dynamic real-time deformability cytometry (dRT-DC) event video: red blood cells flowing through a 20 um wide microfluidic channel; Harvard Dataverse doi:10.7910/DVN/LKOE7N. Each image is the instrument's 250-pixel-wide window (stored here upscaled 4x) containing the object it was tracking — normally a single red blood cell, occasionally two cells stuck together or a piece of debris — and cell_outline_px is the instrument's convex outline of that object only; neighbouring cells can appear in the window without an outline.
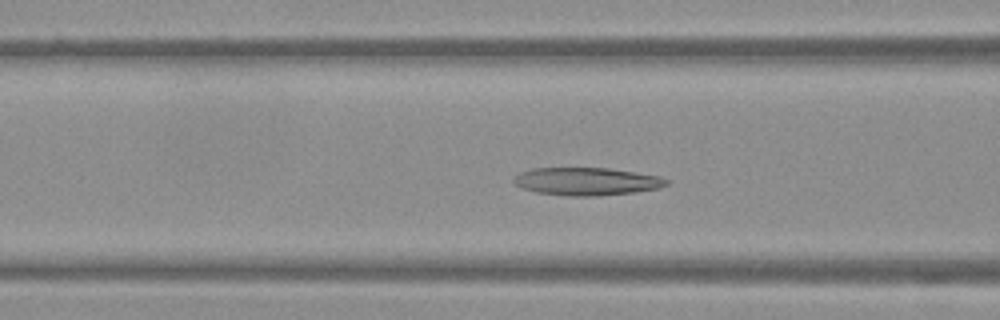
{"species": "Egyptian fruit bat (a non-hibernating species)", "species_latin": "Rousettus aegyptiacus", "temperature_condition": "warm", "stored_images_in_passage": 50, "camera_frame_rate_fps": 3000, "um_per_image_px": 0.085, "frame": {"image": 1, "passage_image": 19, "time_ms": 6.0, "image_size_px": [1000, 320], "cell_outline_px": [[672, 180], [668, 184], [660, 188], [632, 192], [596, 196], [568, 196], [536, 192], [512, 184], [512, 180], [520, 172], [532, 168], [608, 168], [660, 176]], "centroid_in_image_um": [49.87, 15.42], "position_along_channel_um": 116.7, "area_um2": 24.8}}
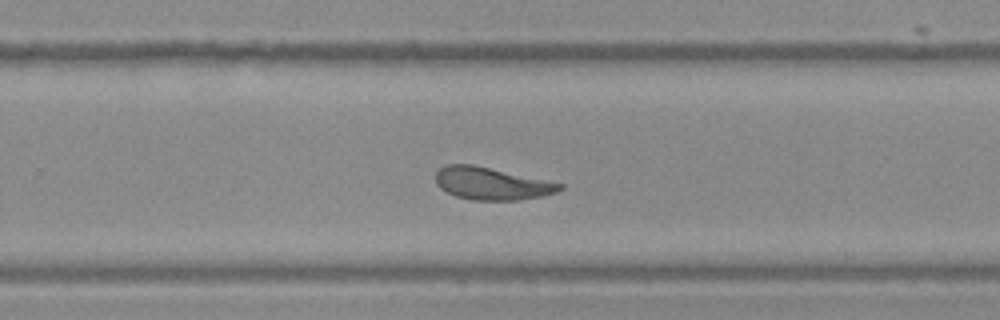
{"frame": {"image": 2, "passage_image": 32, "time_ms": 10.333, "image_size_px": [1000, 320], "cell_outline_px": [[564, 188], [556, 192], [540, 196], [520, 200], [472, 200], [456, 196], [440, 188], [436, 184], [436, 172], [440, 168], [448, 164], [472, 164], [564, 184]], "centroid_in_image_um": [41.77, 15.6], "position_along_channel_um": 288.0, "area_um2": 23.24}}
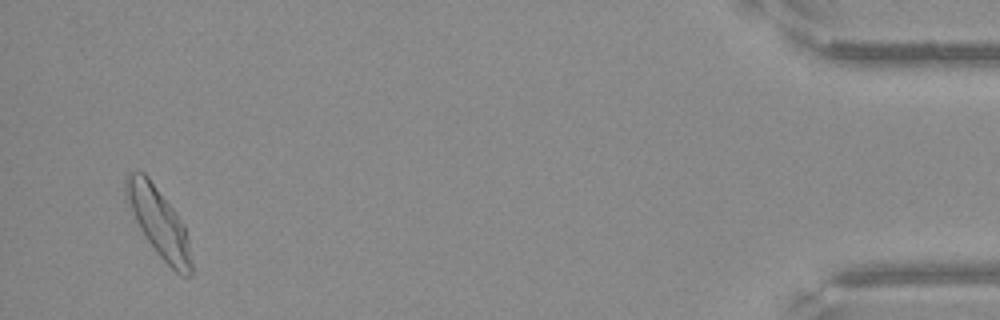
{"frame": {"image": 3, "passage_image": 48, "time_ms": 15.667, "image_size_px": [1000, 320], "cell_outline_px": [[192, 272], [188, 276], [180, 276], [156, 252], [140, 228], [124, 200], [124, 176], [128, 172], [144, 172], [148, 176], [184, 224], [188, 236], [192, 264]], "centroid_in_image_um": [13.46, 18.86], "position_along_channel_um": 421.7, "area_um2": 26.3}}